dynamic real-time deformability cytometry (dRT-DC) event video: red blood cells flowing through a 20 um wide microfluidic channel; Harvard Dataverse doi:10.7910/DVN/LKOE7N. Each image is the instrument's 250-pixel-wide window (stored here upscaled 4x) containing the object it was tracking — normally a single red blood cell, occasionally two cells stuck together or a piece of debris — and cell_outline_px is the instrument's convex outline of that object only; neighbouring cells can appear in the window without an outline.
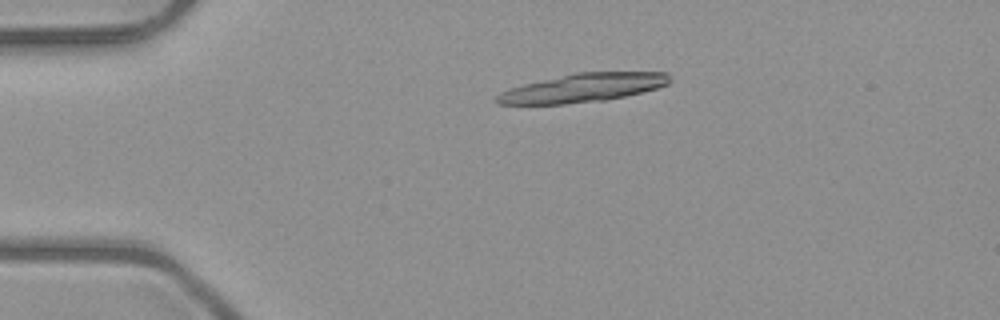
{"species": "common noctule bat (a hibernating species)", "species_latin": "Nyctalus noctula", "temperature_condition": "room temperature", "stored_images_in_passage": 20, "camera_frame_rate_fps": 3000, "um_per_image_px": 0.085, "animal": {"sex": "male", "body_mass_g": 23.1, "forearm_length_mm": 52.7}, "frame": {"image": 1, "passage_image": 9, "time_ms": 2.667, "image_size_px": [1000, 320], "cell_outline_px": [[672, 80], [668, 84], [656, 88], [624, 96], [604, 100], [564, 104], [496, 104], [492, 100], [500, 92], [508, 88], [524, 84], [576, 72], [668, 72]], "centroid_in_image_um": [49.51, 7.46], "position_along_channel_um": 35.5, "area_um2": 28.73}}